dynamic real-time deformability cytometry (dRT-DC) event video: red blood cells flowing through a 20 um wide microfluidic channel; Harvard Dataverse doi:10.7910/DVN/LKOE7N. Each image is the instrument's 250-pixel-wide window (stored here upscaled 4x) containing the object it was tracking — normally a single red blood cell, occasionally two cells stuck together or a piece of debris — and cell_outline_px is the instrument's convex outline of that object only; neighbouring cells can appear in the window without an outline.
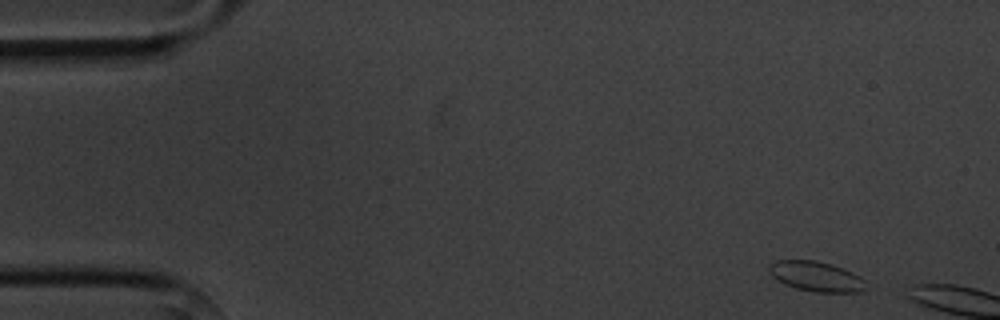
{"species": "common noctule bat (a hibernating species)", "species_latin": "Nyctalus noctula", "temperature_condition": "cold", "stored_images_in_passage": 2, "camera_frame_rate_fps": 3000, "um_per_image_px": 0.085, "animal": {"sex": "male", "body_mass_g": 20.1, "forearm_length_mm": 53.5}, "frame": {"image": 1, "passage_image": 1, "time_ms": 0.0, "image_size_px": [1000, 320], "cell_outline_px": [[864, 292], [816, 292], [796, 288], [784, 284], [772, 276], [768, 268], [768, 264], [776, 260], [816, 260], [832, 264], [852, 272], [860, 276], [864, 280]], "centroid_in_image_um": [69.35, 23.48], "position_along_channel_um": 15.6, "area_um2": 16.94}}